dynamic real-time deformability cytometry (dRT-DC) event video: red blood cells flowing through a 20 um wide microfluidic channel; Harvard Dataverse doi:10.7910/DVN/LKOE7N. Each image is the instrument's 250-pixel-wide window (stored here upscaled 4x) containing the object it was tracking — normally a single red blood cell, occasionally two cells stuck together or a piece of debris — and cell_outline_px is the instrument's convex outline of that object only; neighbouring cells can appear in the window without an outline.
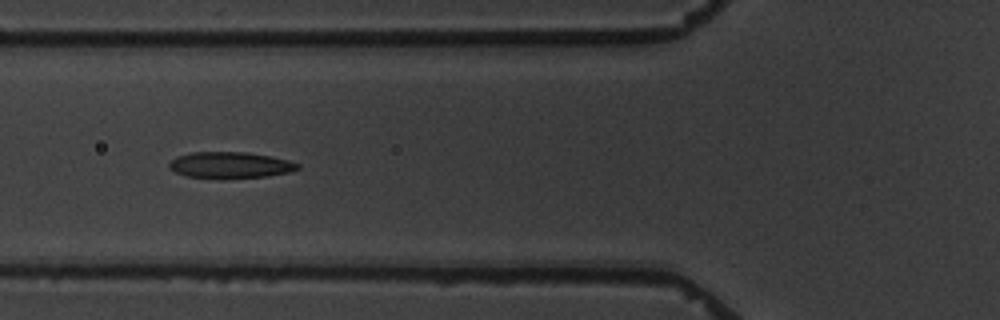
{"species": "common noctule bat (a hibernating species)", "species_latin": "Nyctalus noctula", "temperature_condition": "warm", "stored_images_in_passage": 7, "camera_frame_rate_fps": 3000, "um_per_image_px": 0.085, "animal": {"sex": "male", "body_mass_g": 19.5, "forearm_length_mm": 54.6}, "frame": {"image": 1, "passage_image": 6, "time_ms": 6.667, "image_size_px": [1000, 320], "cell_outline_px": [[300, 168], [288, 172], [268, 176], [224, 180], [220, 180], [184, 176], [168, 168], [168, 164], [176, 156], [192, 152], [248, 152], [272, 156], [288, 160], [300, 164]], "centroid_in_image_um": [19.54, 14.05], "position_along_channel_um": 106.3, "area_um2": 20.29}}
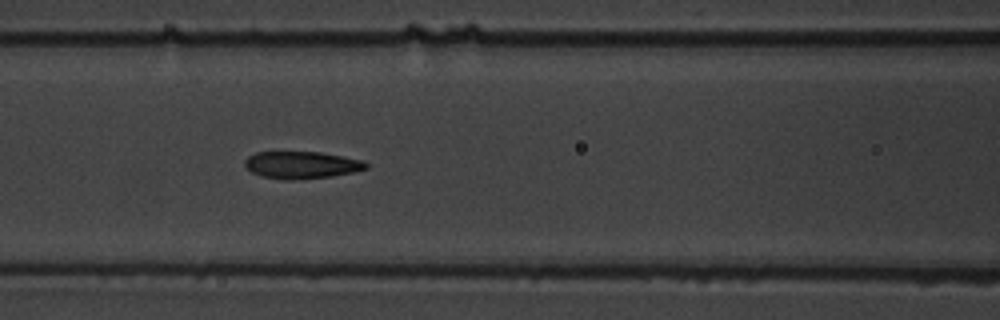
{"frame": {"image": 2, "passage_image": 7, "time_ms": 7.667, "image_size_px": [1000, 320], "cell_outline_px": [[368, 168], [352, 172], [332, 176], [292, 180], [284, 180], [260, 176], [244, 168], [244, 160], [248, 156], [256, 152], [320, 152], [364, 160], [368, 164]], "centroid_in_image_um": [25.6, 14.02], "position_along_channel_um": 141.0, "area_um2": 19.36}}